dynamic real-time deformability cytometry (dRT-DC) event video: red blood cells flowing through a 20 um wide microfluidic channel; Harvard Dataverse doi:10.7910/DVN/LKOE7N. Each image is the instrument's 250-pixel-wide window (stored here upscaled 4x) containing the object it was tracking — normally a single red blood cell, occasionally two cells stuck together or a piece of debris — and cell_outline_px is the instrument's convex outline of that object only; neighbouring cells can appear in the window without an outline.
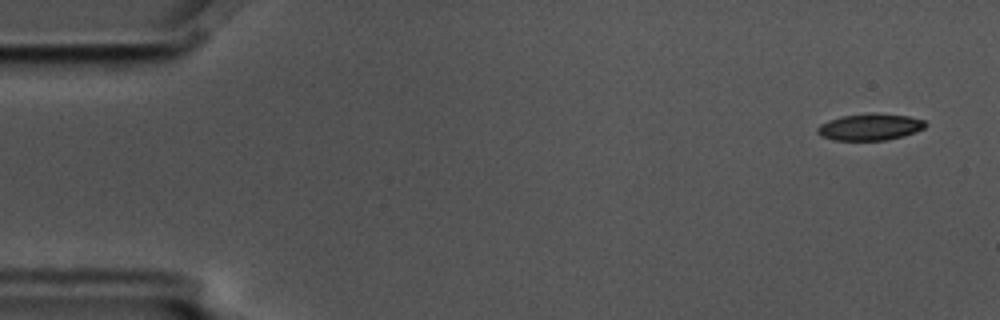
{"species": "common noctule bat (a hibernating species)", "species_latin": "Nyctalus noctula", "temperature_condition": "cold", "stored_images_in_passage": 6, "camera_frame_rate_fps": 3000, "um_per_image_px": 0.085, "animal": {"sex": "male", "body_mass_g": 17.5, "forearm_length_mm": 52.3}, "frame": {"image": 1, "passage_image": 1, "time_ms": 0.0, "image_size_px": [1000, 320], "cell_outline_px": [[928, 124], [924, 128], [916, 132], [904, 136], [884, 140], [836, 140], [820, 136], [816, 132], [816, 128], [820, 124], [828, 120], [840, 116], [872, 112], [908, 116], [924, 120]], "centroid_in_image_um": [73.94, 10.78], "position_along_channel_um": 11.1, "area_um2": 16.99}}
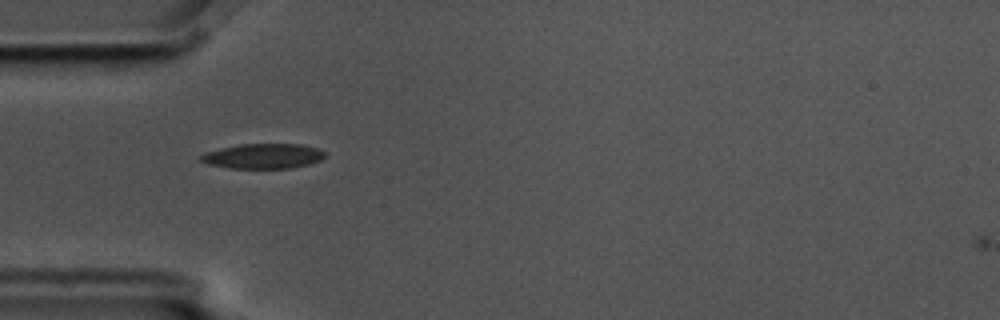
{"frame": {"image": 2, "passage_image": 5, "time_ms": 1.333, "image_size_px": [1000, 320], "cell_outline_px": [[324, 156], [320, 160], [308, 164], [292, 168], [228, 168], [208, 164], [200, 160], [200, 156], [204, 152], [220, 148], [240, 144], [300, 144], [316, 148], [324, 152]], "centroid_in_image_um": [22.32, 13.27], "position_along_channel_um": 62.7, "area_um2": 17.98}}